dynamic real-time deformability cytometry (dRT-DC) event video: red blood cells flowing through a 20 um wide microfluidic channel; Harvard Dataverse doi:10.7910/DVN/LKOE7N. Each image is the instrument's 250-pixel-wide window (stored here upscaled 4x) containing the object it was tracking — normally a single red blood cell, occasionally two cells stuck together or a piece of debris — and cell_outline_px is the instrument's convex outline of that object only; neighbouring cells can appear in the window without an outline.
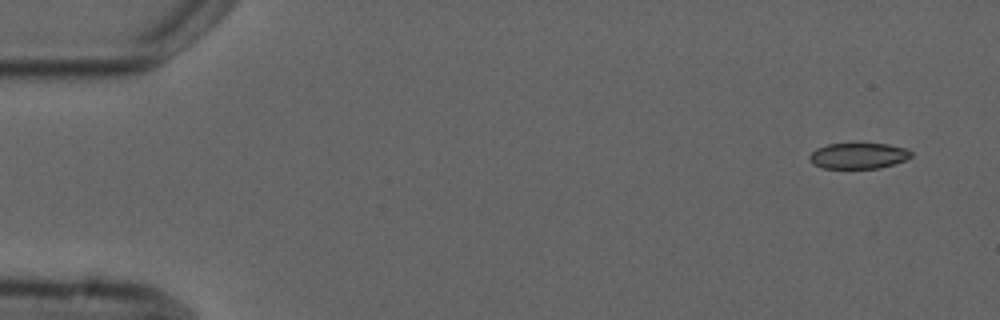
{"species": "common noctule bat (a hibernating species)", "species_latin": "Nyctalus noctula", "temperature_condition": "cold", "stored_images_in_passage": 4, "camera_frame_rate_fps": 3000, "um_per_image_px": 0.085, "animal": {"sex": "male", "forearm_length_mm": 52.5}, "frame": {"image": 1, "passage_image": 1, "time_ms": 0.0, "image_size_px": [1000, 320], "cell_outline_px": [[912, 156], [904, 160], [880, 168], [824, 168], [812, 164], [808, 160], [808, 156], [816, 148], [828, 144], [888, 144], [908, 148], [912, 152]], "centroid_in_image_um": [72.95, 13.24], "position_along_channel_um": 12.1, "area_um2": 15.32}}
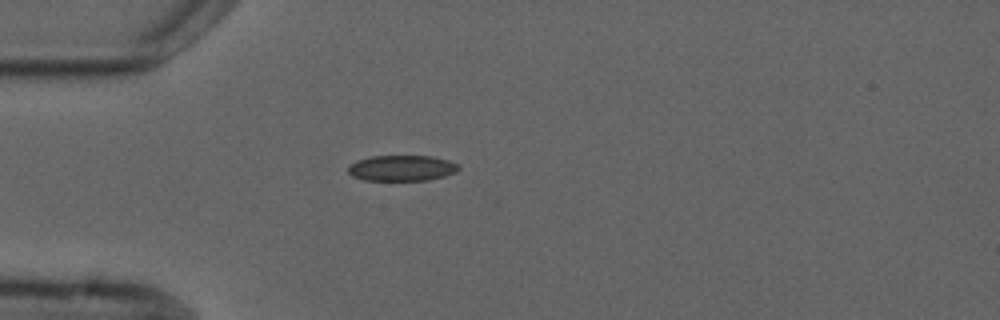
{"frame": {"image": 2, "passage_image": 4, "time_ms": 4.0, "image_size_px": [1000, 320], "cell_outline_px": [[460, 168], [456, 172], [444, 176], [428, 180], [364, 180], [352, 176], [348, 172], [348, 168], [356, 160], [372, 156], [432, 156], [448, 160], [460, 164]], "centroid_in_image_um": [34.18, 14.28], "position_along_channel_um": 50.8, "area_um2": 16.59}}